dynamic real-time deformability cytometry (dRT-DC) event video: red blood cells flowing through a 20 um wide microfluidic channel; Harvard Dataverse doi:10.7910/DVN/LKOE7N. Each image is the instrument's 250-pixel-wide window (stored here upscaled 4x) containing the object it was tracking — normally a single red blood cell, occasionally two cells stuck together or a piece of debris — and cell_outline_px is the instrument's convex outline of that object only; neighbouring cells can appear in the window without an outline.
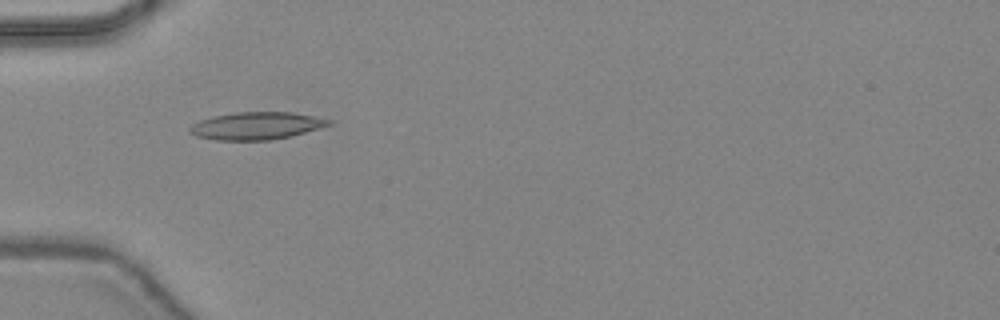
{"species": "common noctule bat (a hibernating species)", "species_latin": "Nyctalus noctula", "temperature_condition": "warm", "stored_images_in_passage": 47, "camera_frame_rate_fps": 3000, "um_per_image_px": 0.085, "animal": {"sex": "female", "body_mass_g": 24.6, "forearm_length_mm": 56.2}, "frame": {"image": 1, "passage_image": 16, "time_ms": 5.0, "image_size_px": [1000, 320], "cell_outline_px": [[332, 124], [320, 128], [292, 136], [268, 140], [216, 140], [196, 136], [188, 132], [188, 128], [192, 124], [200, 120], [212, 116], [236, 112], [292, 112], [332, 120]], "centroid_in_image_um": [21.77, 10.69], "position_along_channel_um": 63.2, "area_um2": 22.31}}
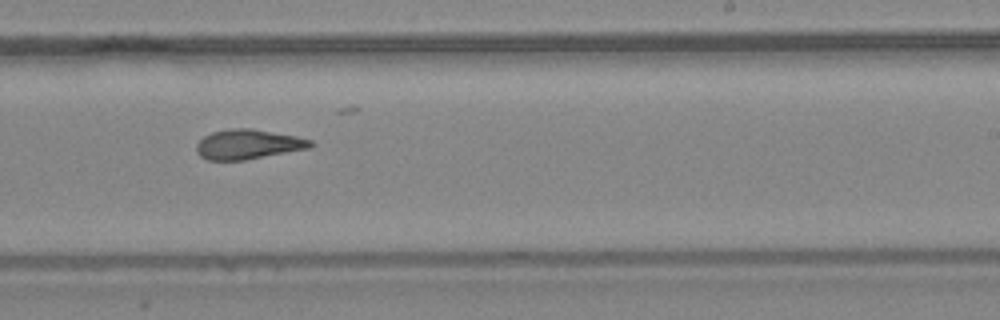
{"frame": {"image": 2, "passage_image": 30, "time_ms": 9.667, "image_size_px": [1000, 320], "cell_outline_px": [[316, 144], [312, 148], [244, 160], [208, 160], [200, 156], [196, 152], [196, 144], [204, 136], [212, 132], [232, 128], [252, 128], [296, 136], [312, 140]], "centroid_in_image_um": [21.12, 12.26], "position_along_channel_um": 267.9, "area_um2": 19.94}}
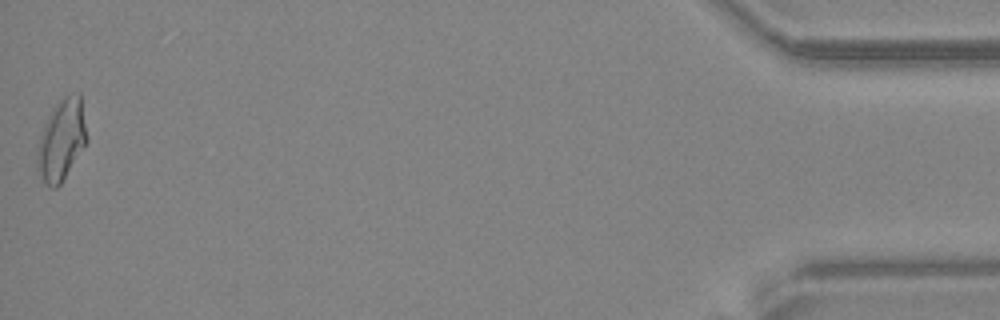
{"frame": {"image": 3, "passage_image": 47, "time_ms": 15.333, "image_size_px": [1000, 320], "cell_outline_px": [[88, 140], [60, 184], [56, 188], [52, 188], [44, 184], [36, 168], [36, 156], [40, 136], [44, 124], [52, 108], [64, 96], [80, 92]], "centroid_in_image_um": [5.21, 11.9], "position_along_channel_um": 430.0, "area_um2": 23.41}}